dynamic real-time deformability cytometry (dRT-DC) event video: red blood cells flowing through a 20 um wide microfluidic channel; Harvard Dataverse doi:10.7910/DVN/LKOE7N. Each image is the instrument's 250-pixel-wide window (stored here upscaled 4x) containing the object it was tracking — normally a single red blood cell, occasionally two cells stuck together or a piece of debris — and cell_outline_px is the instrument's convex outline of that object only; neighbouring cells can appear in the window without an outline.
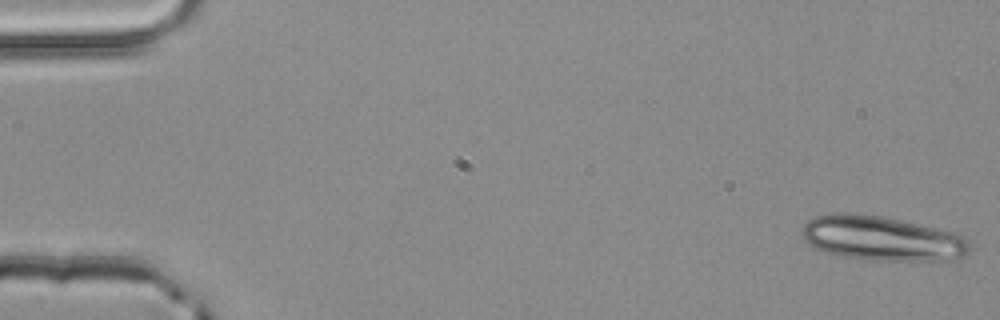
{"species": "common noctule bat (a hibernating species)", "species_latin": "Nyctalus noctula", "temperature_condition": "room temperature", "stored_images_in_passage": 53, "segment_of_instrument_passage": [1, 2], "camera_frame_rate_fps": 3000, "um_per_image_px": 0.085, "animal": {"sex": "male", "body_mass_g": 20.4}, "frame": {"image": 1, "passage_image": 1, "time_ms": 0.0, "image_size_px": [1000, 320], "cell_outline_px": [[972, 248], [964, 256], [944, 260], [860, 260], [840, 256], [816, 248], [804, 240], [800, 232], [804, 224], [808, 220], [816, 216], [832, 212], [844, 212], [880, 216], [900, 220], [952, 232], [964, 236], [972, 244]], "centroid_in_image_um": [74.93, 20.26], "position_along_channel_um": 10.1, "area_um2": 43.64}}